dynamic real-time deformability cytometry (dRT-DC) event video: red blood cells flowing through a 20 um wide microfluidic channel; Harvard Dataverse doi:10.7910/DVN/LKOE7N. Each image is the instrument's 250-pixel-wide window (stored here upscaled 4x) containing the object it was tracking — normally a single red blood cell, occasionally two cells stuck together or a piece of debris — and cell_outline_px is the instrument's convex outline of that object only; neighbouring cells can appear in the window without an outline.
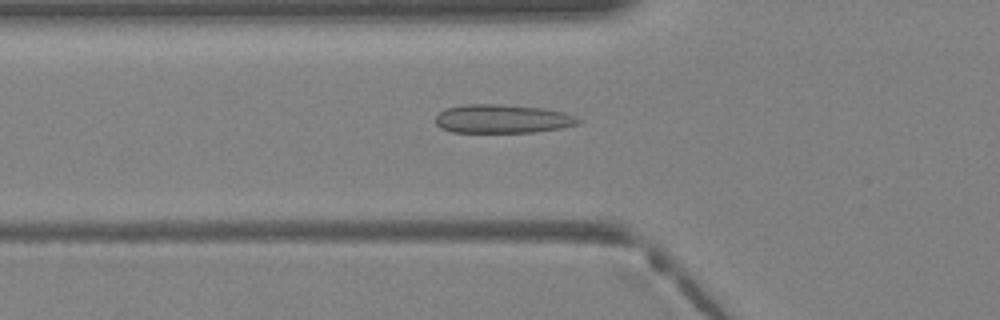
{"species": "Egyptian fruit bat (a non-hibernating species)", "species_latin": "Rousettus aegyptiacus", "temperature_condition": "warm", "stored_images_in_passage": 38, "camera_frame_rate_fps": 3000, "um_per_image_px": 0.085, "animal": {"sex": "female"}, "frame": {"image": 1, "passage_image": 14, "time_ms": 4.333, "image_size_px": [1000, 320], "cell_outline_px": [[584, 120], [580, 124], [560, 128], [536, 132], [452, 132], [440, 128], [436, 124], [436, 116], [440, 112], [448, 108], [468, 104], [496, 104], [544, 108], [576, 116]], "centroid_in_image_um": [42.74, 10.11], "position_along_channel_um": 83.1, "area_um2": 23.81}}
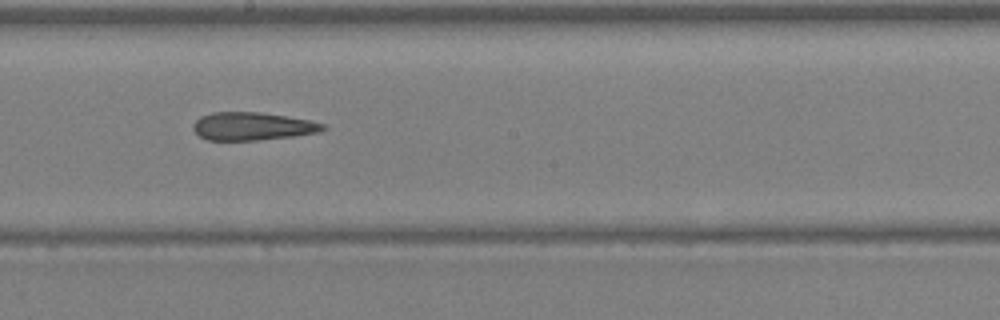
{"frame": {"image": 2, "passage_image": 22, "time_ms": 7.0, "image_size_px": [1000, 320], "cell_outline_px": [[328, 128], [320, 132], [292, 136], [256, 140], [208, 140], [200, 136], [192, 128], [192, 124], [200, 116], [212, 112], [260, 112], [308, 120], [324, 124]], "centroid_in_image_um": [21.43, 10.73], "position_along_channel_um": 226.8, "area_um2": 21.04}}
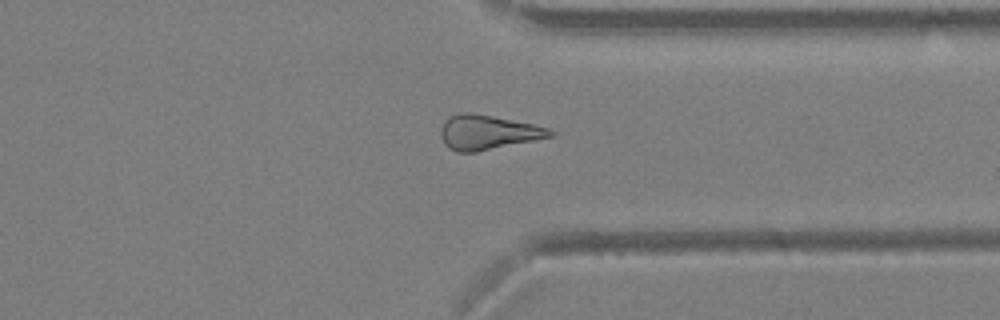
{"frame": {"image": 3, "passage_image": 30, "time_ms": 9.667, "image_size_px": [1000, 320], "cell_outline_px": [[556, 132], [552, 136], [536, 140], [476, 152], [456, 152], [448, 148], [444, 144], [440, 136], [440, 128], [444, 120], [448, 116], [460, 112], [472, 112], [532, 124], [548, 128]], "centroid_in_image_um": [41.4, 11.25], "position_along_channel_um": 370.0, "area_um2": 22.2}}